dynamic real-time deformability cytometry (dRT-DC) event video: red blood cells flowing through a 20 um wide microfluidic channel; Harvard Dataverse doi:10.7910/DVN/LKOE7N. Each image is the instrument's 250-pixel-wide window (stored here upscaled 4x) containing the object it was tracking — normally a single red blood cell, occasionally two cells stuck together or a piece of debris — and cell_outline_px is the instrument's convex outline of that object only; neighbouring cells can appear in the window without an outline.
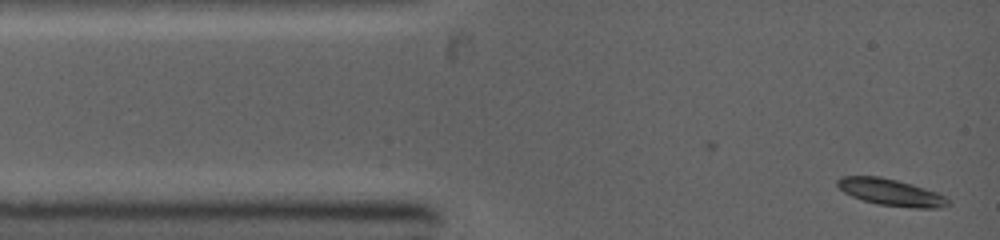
{"species": "common noctule bat (a hibernating species)", "species_latin": "Nyctalus noctula", "temperature_condition": "warm", "stored_images_in_passage": 15, "camera_frame_rate_fps": 5000, "um_per_image_px": 0.085, "animal": {"sex": "female", "body_mass_g": 19.0, "forearm_length_mm": 53.3}, "frame": {"image": 1, "passage_image": 1, "time_ms": 0.0, "image_size_px": [1000, 240], "cell_outline_px": [[952, 204], [940, 208], [912, 208], [876, 204], [852, 196], [844, 192], [836, 184], [836, 180], [840, 176], [880, 176], [912, 184], [936, 192], [952, 200]], "centroid_in_image_um": [75.76, 16.35], "position_along_channel_um": 9.2, "area_um2": 17.4}}
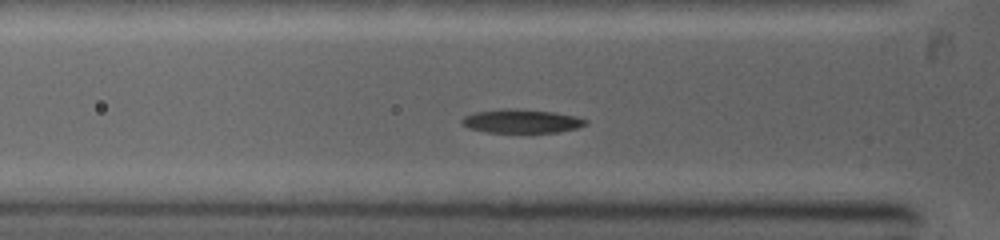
{"frame": {"image": 2, "passage_image": 11, "time_ms": 2.8, "image_size_px": [1000, 240], "cell_outline_px": [[588, 124], [576, 128], [556, 132], [488, 132], [468, 128], [460, 124], [460, 120], [464, 116], [476, 112], [500, 108], [516, 108], [552, 112], [576, 116], [588, 120]], "centroid_in_image_um": [44.29, 10.29], "position_along_channel_um": 81.5, "area_um2": 17.17}}
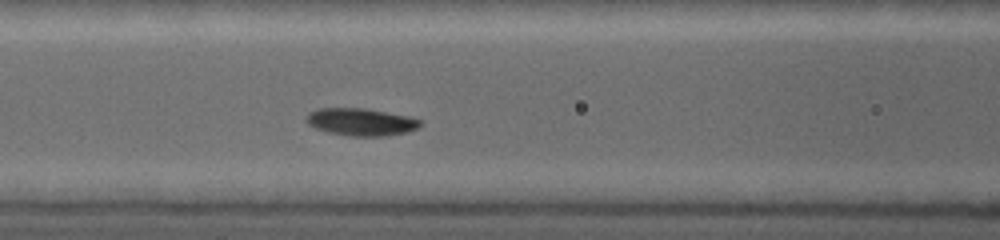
{"frame": {"image": 3, "passage_image": 15, "time_ms": 4.0, "image_size_px": [1000, 240], "cell_outline_px": [[420, 124], [416, 128], [408, 132], [384, 136], [348, 136], [328, 132], [316, 128], [308, 124], [304, 120], [308, 112], [316, 108], [364, 108], [408, 116], [420, 120]], "centroid_in_image_um": [30.62, 10.36], "position_along_channel_um": 136.0, "area_um2": 18.21}}